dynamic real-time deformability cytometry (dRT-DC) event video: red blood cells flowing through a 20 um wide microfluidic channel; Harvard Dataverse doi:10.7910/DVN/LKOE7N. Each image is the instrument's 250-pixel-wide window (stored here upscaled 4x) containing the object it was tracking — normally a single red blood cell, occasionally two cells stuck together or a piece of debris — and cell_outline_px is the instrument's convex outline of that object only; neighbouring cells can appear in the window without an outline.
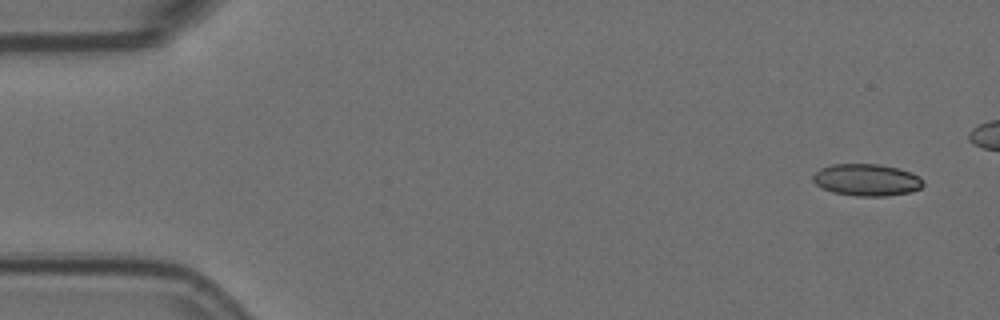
{"species": "Egyptian fruit bat (a non-hibernating species)", "species_latin": "Rousettus aegyptiacus", "temperature_condition": "room temperature", "stored_images_in_passage": 8, "camera_frame_rate_fps": 3000, "um_per_image_px": 0.085, "animal": {"sex": "female"}, "frame": {"image": 1, "passage_image": 1, "time_ms": 0.0, "image_size_px": [1000, 320], "cell_outline_px": [[924, 184], [920, 188], [908, 192], [884, 196], [856, 196], [832, 192], [816, 184], [812, 180], [812, 176], [820, 168], [832, 164], [880, 164], [912, 172], [920, 176], [924, 180]], "centroid_in_image_um": [73.67, 15.28], "position_along_channel_um": 11.3, "area_um2": 20.52}}
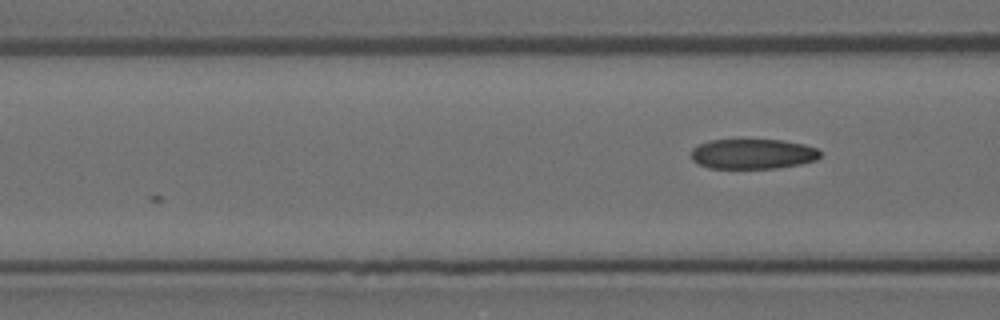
{"frame": {"image": 2, "passage_image": 8, "time_ms": 2.333, "image_size_px": [1000, 320], "cell_outline_px": [[820, 156], [816, 160], [800, 164], [776, 168], [708, 168], [692, 160], [692, 148], [708, 140], [780, 140], [804, 144], [816, 148], [820, 152]], "centroid_in_image_um": [63.98, 13.08], "position_along_channel_um": 102.6, "area_um2": 22.48}}